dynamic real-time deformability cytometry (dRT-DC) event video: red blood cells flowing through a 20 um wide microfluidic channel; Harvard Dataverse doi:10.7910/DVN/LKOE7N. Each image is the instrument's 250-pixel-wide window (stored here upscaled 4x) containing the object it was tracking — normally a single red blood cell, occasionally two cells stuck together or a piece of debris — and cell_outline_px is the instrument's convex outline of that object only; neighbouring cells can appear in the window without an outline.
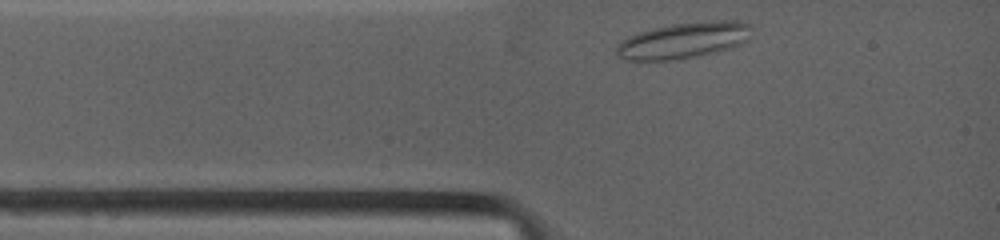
{"species": "common noctule bat (a hibernating species)", "species_latin": "Nyctalus noctula", "temperature_condition": "warm", "stored_images_in_passage": 24, "camera_frame_rate_fps": 4500, "um_per_image_px": 0.085, "animal": {"sex": "female", "body_mass_g": 19.0, "forearm_length_mm": 53.3}, "frame": {"image": 1, "passage_image": 1, "time_ms": 0.0, "image_size_px": [1000, 240], "cell_outline_px": [[752, 36], [748, 40], [732, 48], [716, 52], [680, 60], [624, 60], [616, 52], [616, 44], [628, 36], [640, 32], [672, 24], [716, 20], [736, 20], [752, 24]], "centroid_in_image_um": [58.17, 3.43], "position_along_channel_um": 26.8, "area_um2": 28.73}}
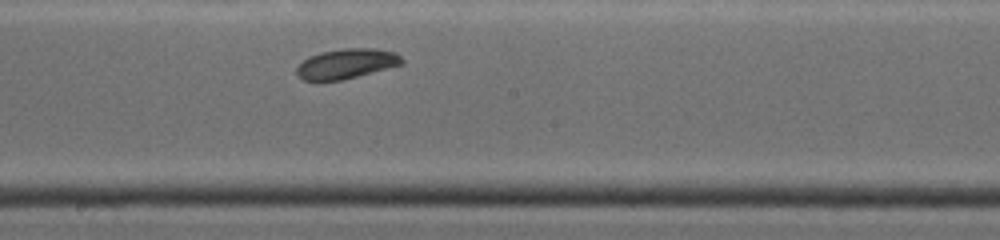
{"frame": {"image": 2, "passage_image": 13, "time_ms": 5.111, "image_size_px": [1000, 240], "cell_outline_px": [[404, 64], [344, 80], [304, 80], [296, 76], [296, 68], [304, 60], [320, 52], [344, 48], [372, 48], [396, 52], [404, 60]], "centroid_in_image_um": [29.48, 5.42], "position_along_channel_um": 218.7, "area_um2": 18.38}}
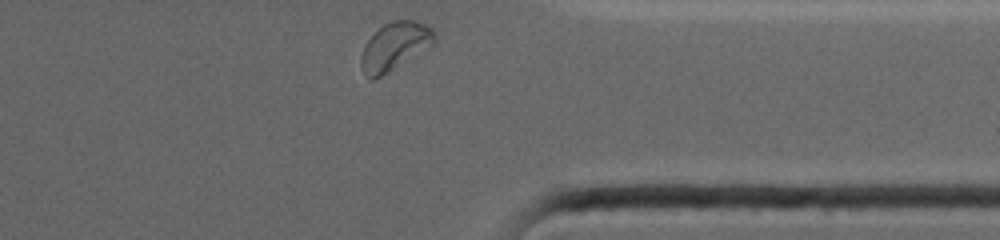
{"frame": {"image": 3, "passage_image": 24, "time_ms": 9.333, "image_size_px": [1000, 240], "cell_outline_px": [[436, 40], [432, 44], [380, 76], [372, 80], [364, 76], [360, 64], [360, 56], [364, 44], [384, 24], [392, 20], [416, 20], [432, 28], [436, 32]], "centroid_in_image_um": [33.52, 3.91], "position_along_channel_um": 377.9, "area_um2": 20.06}, "authors_computed_cell_mechanics": {"area_um2": 18.6694, "velocity_mm_per_s": 3.9006, "shape_relaxation_time_tau1_ms": null, "shape_relaxation_time_tau2_ms": 5.7606, "deformation_change_tau1": null, "deformation_change_tau2": 0.0662}}